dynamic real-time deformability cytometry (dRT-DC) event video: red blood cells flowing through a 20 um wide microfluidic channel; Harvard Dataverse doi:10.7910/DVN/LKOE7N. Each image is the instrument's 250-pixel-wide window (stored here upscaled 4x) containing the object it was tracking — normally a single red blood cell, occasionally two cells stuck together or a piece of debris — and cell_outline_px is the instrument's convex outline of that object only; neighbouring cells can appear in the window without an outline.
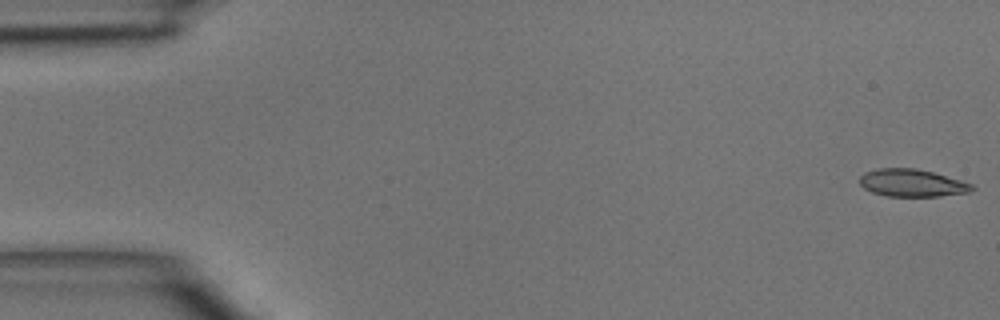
{"species": "common noctule bat (a hibernating species)", "species_latin": "Nyctalus noctula", "temperature_condition": "room temperature", "stored_images_in_passage": 46, "camera_frame_rate_fps": 3000, "um_per_image_px": 0.085, "animal": {"sex": "male", "body_mass_g": 15.6}, "frame": {"image": 1, "passage_image": 1, "time_ms": 0.0, "image_size_px": [1000, 320], "cell_outline_px": [[976, 188], [972, 192], [940, 196], [888, 196], [872, 192], [864, 188], [860, 184], [860, 176], [864, 172], [880, 168], [916, 168], [932, 172], [960, 180], [972, 184]], "centroid_in_image_um": [77.54, 15.55], "position_along_channel_um": 7.5, "area_um2": 17.98}}
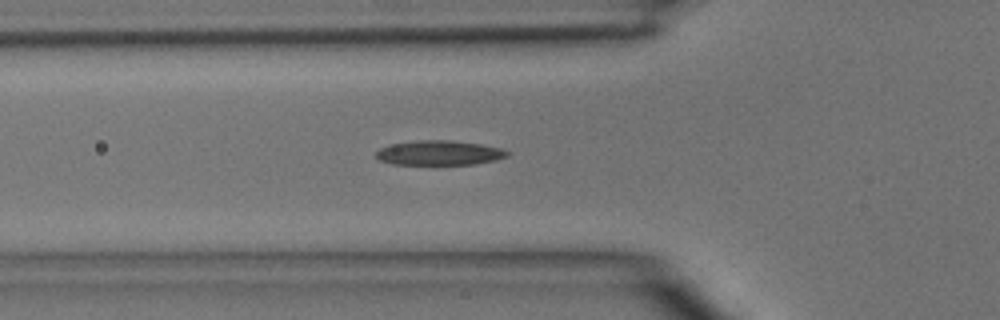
{"frame": {"image": 2, "passage_image": 16, "time_ms": 5.0, "image_size_px": [1000, 320], "cell_outline_px": [[512, 152], [508, 156], [496, 160], [476, 164], [392, 164], [380, 160], [376, 156], [376, 152], [380, 148], [388, 144], [420, 140], [448, 140], [480, 144], [500, 148]], "centroid_in_image_um": [37.35, 12.99], "position_along_channel_um": 88.5, "area_um2": 18.84}}
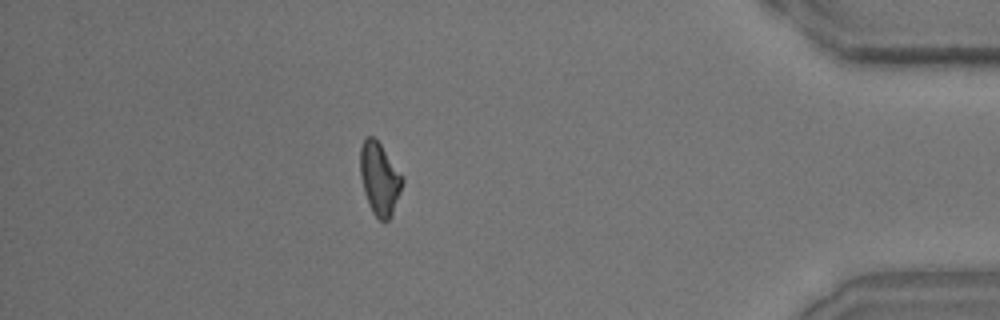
{"frame": {"image": 3, "passage_image": 41, "time_ms": 13.333, "image_size_px": [1000, 320], "cell_outline_px": [[404, 180], [392, 216], [388, 220], [380, 220], [372, 212], [368, 204], [364, 192], [360, 176], [360, 148], [364, 140], [368, 136], [372, 136], [380, 144], [404, 176]], "centroid_in_image_um": [32.27, 15.2], "position_along_channel_um": 402.9, "area_um2": 17.8}}